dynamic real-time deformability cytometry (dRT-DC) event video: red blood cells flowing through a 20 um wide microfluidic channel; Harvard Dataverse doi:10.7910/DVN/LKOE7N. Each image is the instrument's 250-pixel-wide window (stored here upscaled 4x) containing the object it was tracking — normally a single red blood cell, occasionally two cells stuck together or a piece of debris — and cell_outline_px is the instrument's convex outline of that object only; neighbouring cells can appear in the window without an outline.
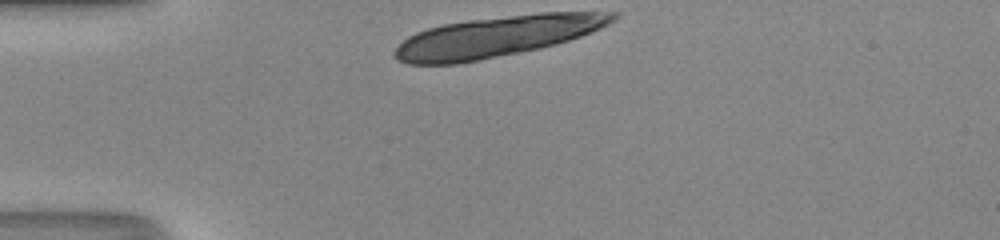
{"species": "human", "species_latin": "Homo sapiens", "temperature_condition": "room temperature", "stored_images_in_passage": 6, "camera_frame_rate_fps": 3000, "um_per_image_px": 0.085, "donor": {"sex": "male"}, "frame": {"image": 1, "passage_image": 1, "time_ms": 0.0, "image_size_px": [1000, 240], "cell_outline_px": [[620, 16], [616, 20], [600, 28], [580, 36], [556, 44], [480, 60], [456, 64], [408, 64], [400, 60], [392, 52], [408, 36], [416, 32], [428, 28], [444, 24], [468, 20], [540, 12], [616, 12]], "centroid_in_image_um": [42.25, 3.09], "position_along_channel_um": 42.8, "area_um2": 51.38}}